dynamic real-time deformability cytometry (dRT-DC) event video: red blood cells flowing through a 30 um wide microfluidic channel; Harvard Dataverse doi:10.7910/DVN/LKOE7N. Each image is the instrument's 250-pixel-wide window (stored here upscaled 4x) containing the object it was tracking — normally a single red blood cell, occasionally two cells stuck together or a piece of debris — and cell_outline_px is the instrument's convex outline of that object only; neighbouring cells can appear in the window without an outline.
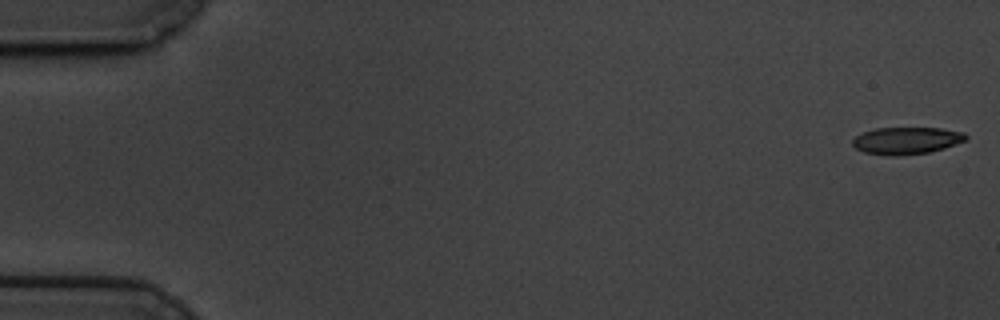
{"species": "common noctule bat (a hibernating species)", "species_latin": "Nyctalus noctula", "temperature_condition": "cold", "stored_images_in_passage": 59, "camera_frame_rate_fps": 3000, "um_per_image_px": 0.085, "animal": {"sex": "male", "body_mass_g": 19.5, "forearm_length_mm": 54.6}, "frame": {"image": 1, "passage_image": 1, "time_ms": 0.0, "image_size_px": [1000, 320], "cell_outline_px": [[968, 136], [964, 140], [944, 148], [928, 152], [896, 156], [888, 156], [864, 152], [856, 148], [852, 144], [852, 140], [856, 136], [864, 132], [876, 128], [940, 128], [964, 132]], "centroid_in_image_um": [77.03, 11.95], "position_along_channel_um": 8.0, "area_um2": 17.74}}
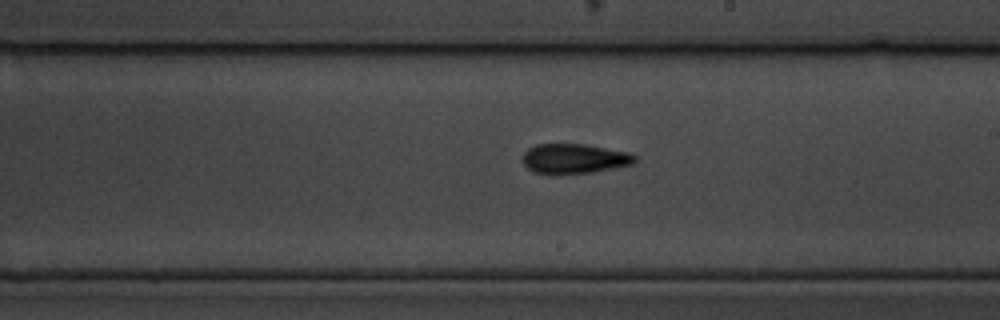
{"frame": {"image": 2, "passage_image": 34, "time_ms": 11.0, "image_size_px": [1000, 320], "cell_outline_px": [[636, 160], [632, 164], [592, 172], [560, 176], [552, 176], [532, 172], [520, 160], [524, 152], [528, 148], [536, 144], [584, 144], [632, 152], [636, 156]], "centroid_in_image_um": [48.76, 13.51], "position_along_channel_um": 240.2, "area_um2": 20.17}}
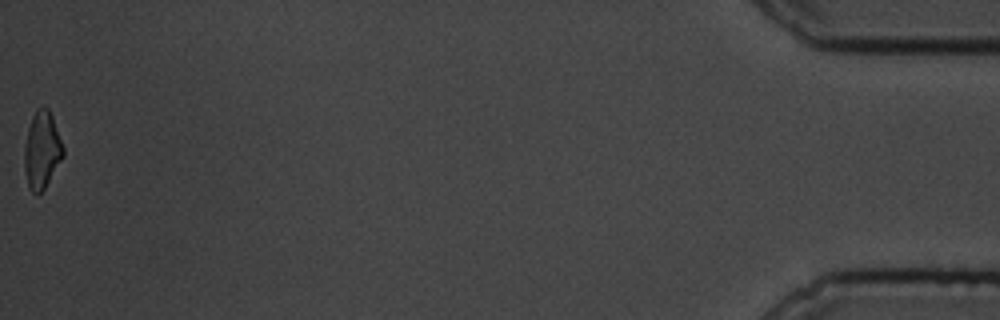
{"frame": {"image": 3, "passage_image": 59, "time_ms": 19.333, "image_size_px": [1000, 320], "cell_outline_px": [[64, 156], [44, 188], [36, 196], [28, 188], [24, 168], [24, 148], [28, 128], [32, 116], [36, 108], [48, 108], [52, 116], [64, 148]], "centroid_in_image_um": [3.55, 12.77], "position_along_channel_um": 431.7, "area_um2": 17.4}, "authors_computed_cell_mechanics": {"area_um2": 18.7272, "velocity_mm_per_s": 3.4266, "shape_relaxation_time_tau1_ms": 4.7889, "shape_relaxation_time_tau2_ms": 1.5487, "deformation_change_tau1": 0.1457, "deformation_change_tau2": 0.09}}